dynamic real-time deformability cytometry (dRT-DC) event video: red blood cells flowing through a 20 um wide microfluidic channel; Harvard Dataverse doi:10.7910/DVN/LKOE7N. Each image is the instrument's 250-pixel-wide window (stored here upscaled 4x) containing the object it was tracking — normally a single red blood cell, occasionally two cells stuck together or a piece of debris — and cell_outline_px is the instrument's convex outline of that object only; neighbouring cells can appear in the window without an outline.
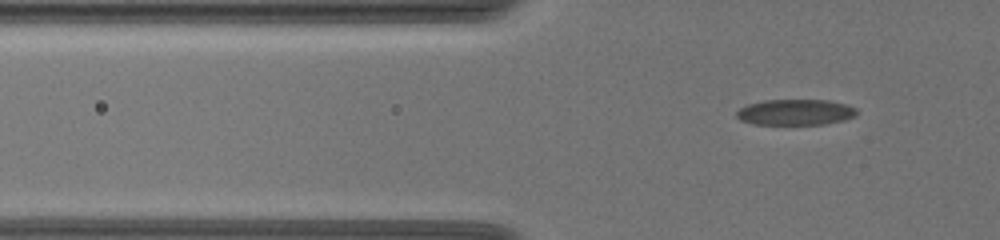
{"species": "common noctule bat (a hibernating species)", "species_latin": "Nyctalus noctula", "temperature_condition": "warm", "stored_images_in_passage": 42, "camera_frame_rate_fps": 3000, "um_per_image_px": 0.085, "animal": {"sex": "female", "body_mass_g": 19.5, "forearm_length_mm": 54.1}, "frame": {"image": 1, "passage_image": 2, "time_ms": 0.333, "image_size_px": [1000, 240], "cell_outline_px": [[856, 116], [824, 124], [756, 124], [740, 120], [736, 116], [736, 112], [740, 108], [748, 104], [764, 100], [824, 100], [844, 104], [856, 108]], "centroid_in_image_um": [67.57, 9.53], "position_along_channel_um": 58.2, "area_um2": 17.8}}
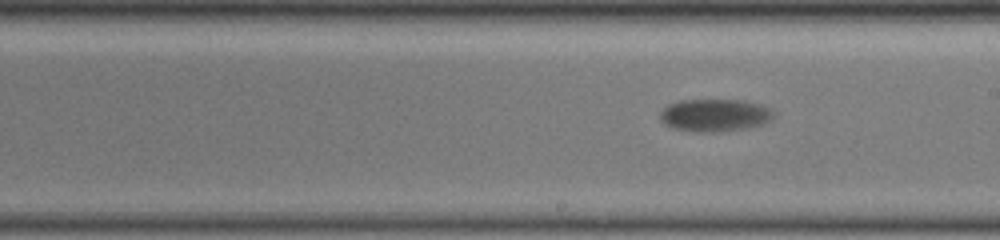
{"frame": {"image": 2, "passage_image": 19, "time_ms": 6.0, "image_size_px": [1000, 240], "cell_outline_px": [[772, 116], [768, 120], [760, 124], [720, 132], [696, 132], [676, 128], [668, 124], [660, 116], [660, 112], [668, 104], [680, 100], [744, 100], [760, 104], [768, 108], [772, 112]], "centroid_in_image_um": [60.73, 9.77], "position_along_channel_um": 228.3, "area_um2": 20.92}}
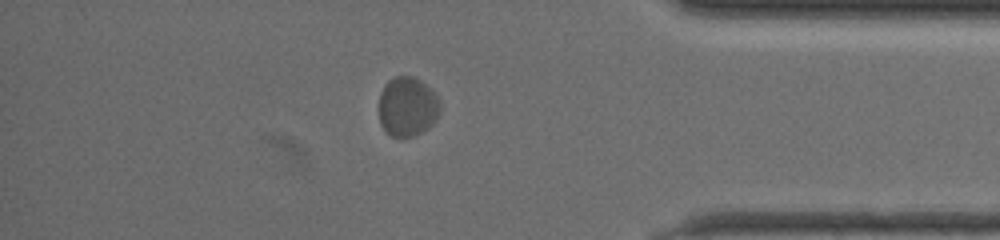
{"frame": {"image": 3, "passage_image": 36, "time_ms": 11.667, "image_size_px": [1000, 240], "cell_outline_px": [[440, 112], [436, 120], [428, 128], [412, 136], [392, 136], [380, 124], [380, 92], [384, 84], [388, 80], [396, 76], [412, 76], [420, 80], [436, 96], [440, 104]], "centroid_in_image_um": [34.62, 9.05], "position_along_channel_um": 400.6, "area_um2": 20.92}}